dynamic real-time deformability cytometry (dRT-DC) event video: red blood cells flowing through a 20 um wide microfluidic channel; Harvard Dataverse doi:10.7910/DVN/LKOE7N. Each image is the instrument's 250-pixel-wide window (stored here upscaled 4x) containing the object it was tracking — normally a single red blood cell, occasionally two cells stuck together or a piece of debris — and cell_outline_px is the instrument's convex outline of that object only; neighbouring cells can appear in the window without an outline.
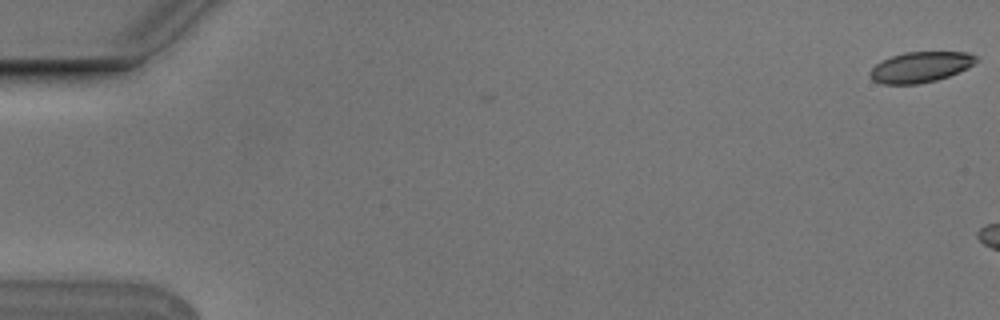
{"species": "Egyptian fruit bat (a non-hibernating species)", "species_latin": "Rousettus aegyptiacus", "temperature_condition": "cold", "stored_images_in_passage": 6, "camera_frame_rate_fps": 3000, "um_per_image_px": 0.085, "animal": {"sex": "male"}, "frame": {"image": 1, "passage_image": 1, "time_ms": 0.0, "image_size_px": [1000, 320], "cell_outline_px": [[980, 60], [968, 68], [948, 76], [936, 80], [920, 84], [880, 84], [872, 80], [868, 76], [868, 72], [880, 60], [904, 52], [968, 52], [980, 56]], "centroid_in_image_um": [78.25, 5.7], "position_along_channel_um": 6.8, "area_um2": 19.31}}
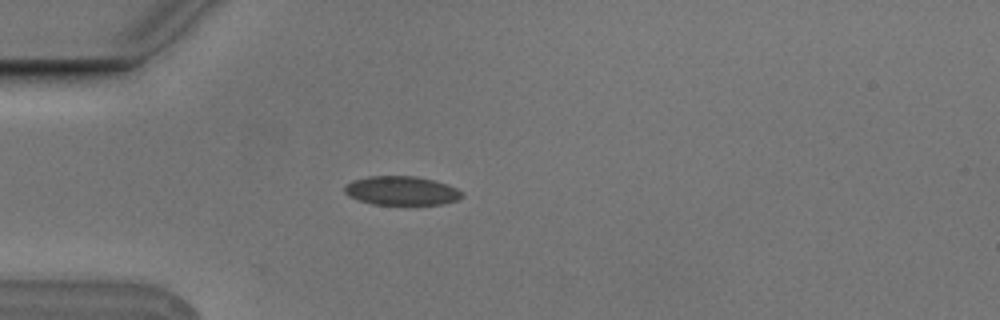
{"frame": {"image": 2, "passage_image": 6, "time_ms": 1.667, "image_size_px": [1000, 320], "cell_outline_px": [[464, 196], [460, 200], [444, 204], [372, 204], [348, 196], [344, 192], [344, 188], [352, 180], [368, 176], [416, 176], [448, 184], [464, 192]], "centroid_in_image_um": [34.17, 16.21], "position_along_channel_um": 50.8, "area_um2": 19.88}}